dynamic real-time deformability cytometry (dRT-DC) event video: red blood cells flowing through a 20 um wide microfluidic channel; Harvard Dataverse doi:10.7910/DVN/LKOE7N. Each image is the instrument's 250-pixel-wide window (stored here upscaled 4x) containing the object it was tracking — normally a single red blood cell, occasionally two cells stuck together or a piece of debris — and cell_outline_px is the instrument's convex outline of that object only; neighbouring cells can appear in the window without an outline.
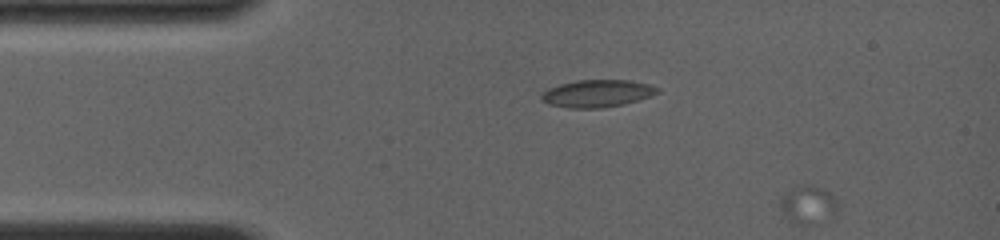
{"species": "common noctule bat (a hibernating species)", "species_latin": "Nyctalus noctula", "temperature_condition": "room temperature", "stored_images_in_passage": 6, "segment_of_instrument_passage": [2, 2], "camera_frame_rate_fps": 4000, "um_per_image_px": 0.085, "animal": {"sex": "female", "body_mass_g": 19.0, "forearm_length_mm": 56.7}, "frame": {"image": 1, "passage_image": 6, "time_ms": 2.75, "image_size_px": [1000, 240], "cell_outline_px": [[836, 212], [832, 216], [812, 224], [792, 224], [784, 216], [780, 208], [780, 200], [796, 184], [808, 184], [824, 188], [836, 200]], "centroid_in_image_um": [68.65, 17.39], "position_along_channel_um": 16.4, "area_um2": 12.72}}